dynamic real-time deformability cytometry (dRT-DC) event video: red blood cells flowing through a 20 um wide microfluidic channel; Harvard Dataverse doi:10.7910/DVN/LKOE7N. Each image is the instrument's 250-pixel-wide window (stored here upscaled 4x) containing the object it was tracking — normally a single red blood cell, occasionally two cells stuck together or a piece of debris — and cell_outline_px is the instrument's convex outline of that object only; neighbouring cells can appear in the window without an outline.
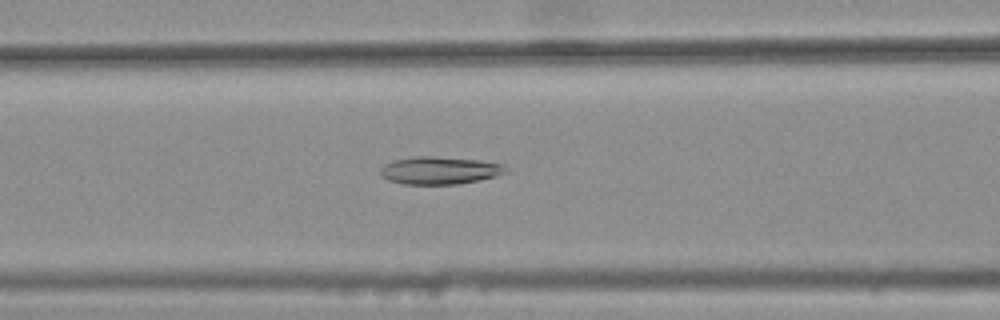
{"species": "common noctule bat (a hibernating species)", "species_latin": "Nyctalus noctula", "temperature_condition": "warm", "stored_images_in_passage": 47, "camera_frame_rate_fps": 3000, "um_per_image_px": 0.085, "animal": {"sex": "female", "body_mass_g": 25.1}, "frame": {"image": 1, "passage_image": 22, "time_ms": 7.0, "image_size_px": [1000, 320], "cell_outline_px": [[508, 172], [496, 176], [456, 184], [404, 184], [388, 180], [380, 176], [380, 168], [384, 164], [392, 160], [412, 156], [432, 156], [480, 160], [504, 164]], "centroid_in_image_um": [37.33, 14.47], "position_along_channel_um": 129.3, "area_um2": 20.29}}
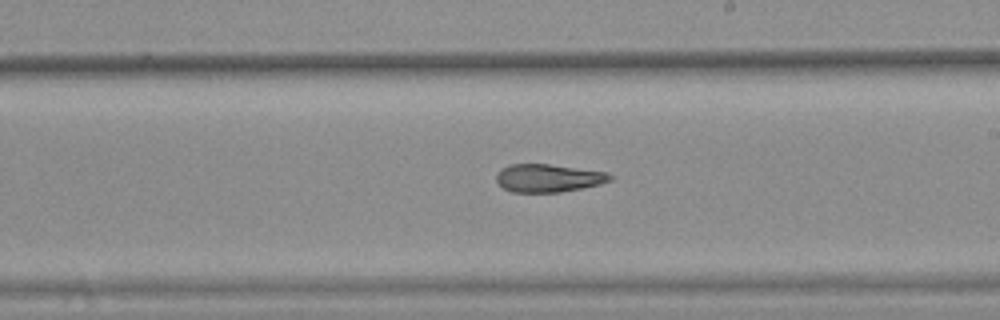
{"frame": {"image": 2, "passage_image": 31, "time_ms": 10.0, "image_size_px": [1000, 320], "cell_outline_px": [[612, 180], [600, 184], [584, 188], [560, 192], [512, 192], [504, 188], [496, 180], [496, 176], [500, 168], [508, 164], [548, 164], [608, 172], [612, 176]], "centroid_in_image_um": [46.61, 15.13], "position_along_channel_um": 242.4, "area_um2": 18.61}}
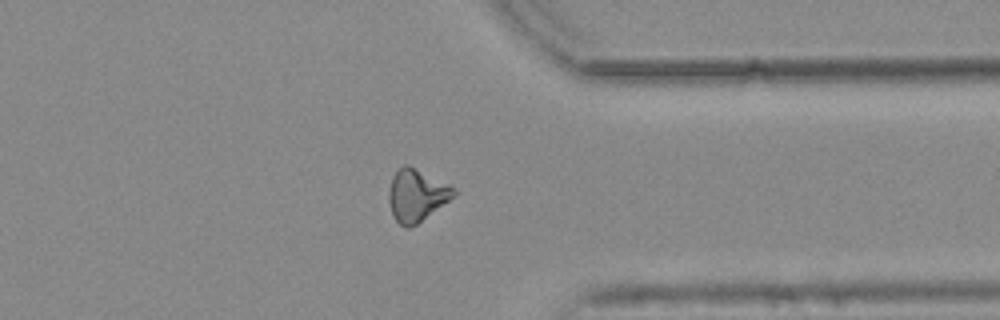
{"frame": {"image": 3, "passage_image": 42, "time_ms": 13.667, "image_size_px": [1000, 320], "cell_outline_px": [[456, 196], [416, 224], [408, 228], [404, 228], [396, 220], [392, 212], [388, 200], [388, 192], [392, 176], [404, 164], [408, 164], [456, 188]], "centroid_in_image_um": [35.41, 16.59], "position_along_channel_um": 376.0, "area_um2": 19.65}, "authors_computed_cell_mechanics": {"area_um2": 19.7676, "velocity_mm_per_s": 3.786, "shape_relaxation_time_tau1_ms": null, "shape_relaxation_time_tau2_ms": 3.6431, "deformation_change_tau1": null, "deformation_change_tau2": 0.1076}}